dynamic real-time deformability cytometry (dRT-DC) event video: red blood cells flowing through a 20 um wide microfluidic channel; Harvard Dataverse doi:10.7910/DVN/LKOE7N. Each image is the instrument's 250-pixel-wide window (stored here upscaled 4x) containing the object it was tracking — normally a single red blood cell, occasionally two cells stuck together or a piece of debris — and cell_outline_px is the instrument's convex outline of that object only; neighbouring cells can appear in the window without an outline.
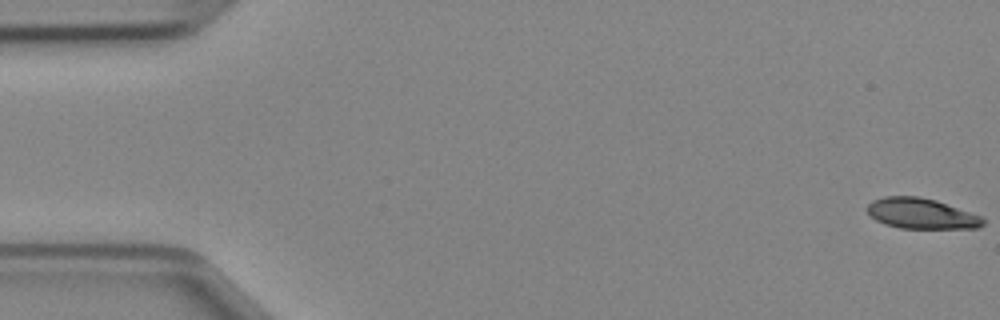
{"species": "Egyptian fruit bat (a non-hibernating species)", "species_latin": "Rousettus aegyptiacus", "temperature_condition": "cold", "stored_images_in_passage": 49, "segment_of_instrument_passage": [1, 2], "camera_frame_rate_fps": 3000, "um_per_image_px": 0.085, "animal": {"sex": "female"}, "frame": {"image": 1, "passage_image": 1, "time_ms": 0.0, "image_size_px": [1000, 320], "cell_outline_px": [[984, 224], [980, 228], [900, 228], [884, 224], [876, 220], [864, 208], [872, 200], [884, 196], [920, 196], [936, 200], [980, 216], [984, 220]], "centroid_in_image_um": [78.27, 18.14], "position_along_channel_um": 6.7, "area_um2": 20.58}}
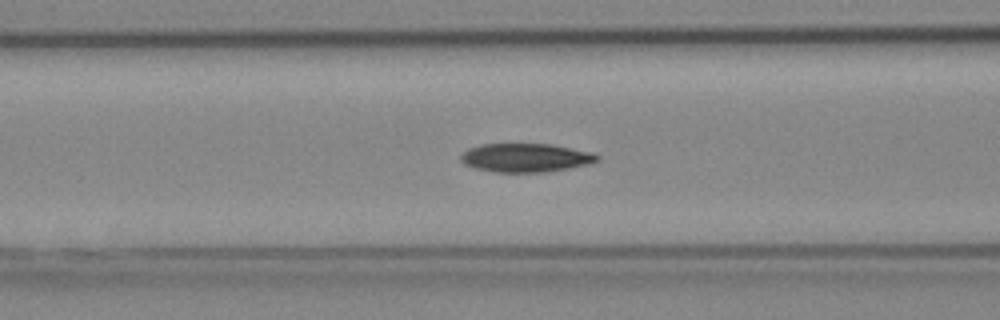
{"frame": {"image": 2, "passage_image": 19, "time_ms": 6.0, "image_size_px": [1000, 320], "cell_outline_px": [[600, 160], [592, 164], [544, 172], [496, 172], [476, 168], [464, 164], [460, 160], [460, 156], [468, 148], [480, 144], [552, 144], [592, 152], [600, 156]], "centroid_in_image_um": [44.71, 13.4], "position_along_channel_um": 121.9, "area_um2": 22.89}}
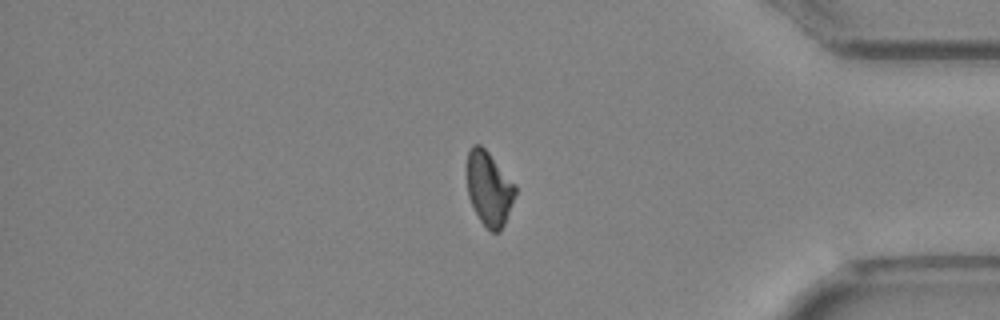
{"frame": {"image": 3, "passage_image": 40, "time_ms": 13.0, "image_size_px": [1000, 320], "cell_outline_px": [[516, 192], [504, 224], [500, 232], [492, 232], [480, 220], [468, 196], [468, 148], [472, 144], [480, 144], [488, 152], [516, 184]], "centroid_in_image_um": [41.58, 16.0], "position_along_channel_um": 393.6, "area_um2": 20.58}}